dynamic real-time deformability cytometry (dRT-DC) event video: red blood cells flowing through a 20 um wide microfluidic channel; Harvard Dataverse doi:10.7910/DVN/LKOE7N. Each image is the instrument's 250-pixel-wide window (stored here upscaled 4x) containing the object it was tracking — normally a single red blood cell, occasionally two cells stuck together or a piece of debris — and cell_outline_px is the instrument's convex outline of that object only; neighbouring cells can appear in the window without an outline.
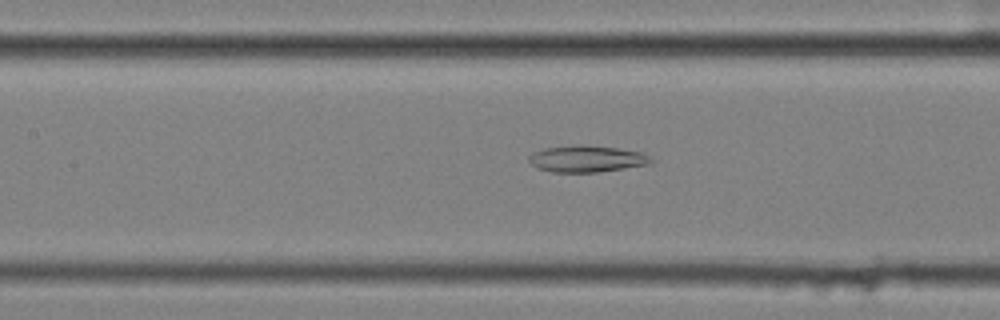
{"species": "common noctule bat (a hibernating species)", "species_latin": "Nyctalus noctula", "temperature_condition": "cold", "stored_images_in_passage": 38, "camera_frame_rate_fps": 3000, "um_per_image_px": 0.085, "animal": {"sex": "female", "body_mass_g": 25.1}, "frame": {"image": 1, "passage_image": 14, "time_ms": 4.333, "image_size_px": [1000, 320], "cell_outline_px": [[656, 160], [648, 164], [624, 168], [596, 172], [552, 172], [536, 168], [528, 160], [528, 156], [532, 152], [544, 148], [576, 144], [584, 144], [616, 148], [640, 152]], "centroid_in_image_um": [49.82, 13.49], "position_along_channel_um": 157.6, "area_um2": 19.02}}
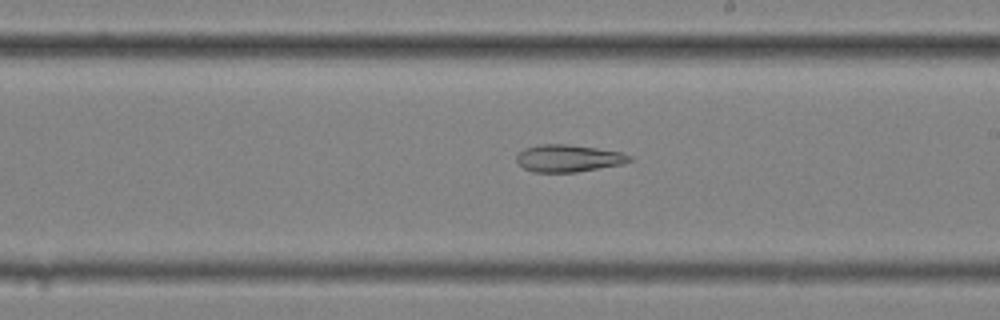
{"frame": {"image": 2, "passage_image": 21, "time_ms": 6.667, "image_size_px": [1000, 320], "cell_outline_px": [[632, 160], [624, 164], [576, 172], [532, 172], [524, 168], [516, 160], [516, 156], [524, 148], [540, 144], [568, 144], [596, 148], [620, 152], [632, 156]], "centroid_in_image_um": [48.32, 13.45], "position_along_channel_um": 240.7, "area_um2": 17.92}}
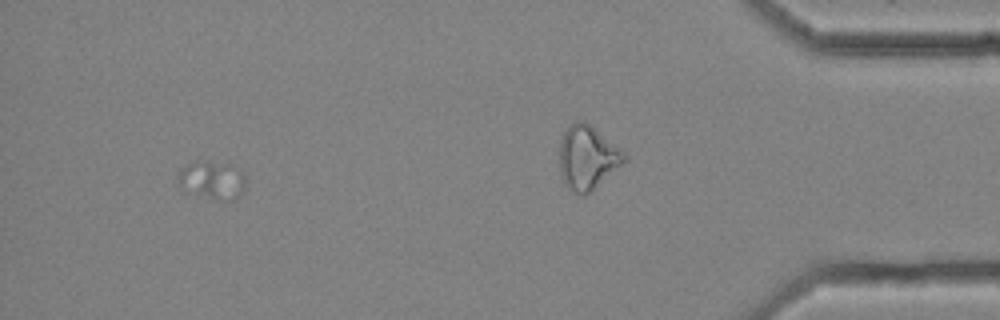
{"frame": {"image": 3, "passage_image": 34, "time_ms": 11.0, "image_size_px": [1000, 320], "cell_outline_px": [[244, 188], [232, 200], [220, 200], [196, 192], [180, 184], [176, 176], [180, 168], [196, 160], [228, 164], [244, 172]], "centroid_in_image_um": [18.05, 15.24], "position_along_channel_um": 417.2, "area_um2": 14.28}}